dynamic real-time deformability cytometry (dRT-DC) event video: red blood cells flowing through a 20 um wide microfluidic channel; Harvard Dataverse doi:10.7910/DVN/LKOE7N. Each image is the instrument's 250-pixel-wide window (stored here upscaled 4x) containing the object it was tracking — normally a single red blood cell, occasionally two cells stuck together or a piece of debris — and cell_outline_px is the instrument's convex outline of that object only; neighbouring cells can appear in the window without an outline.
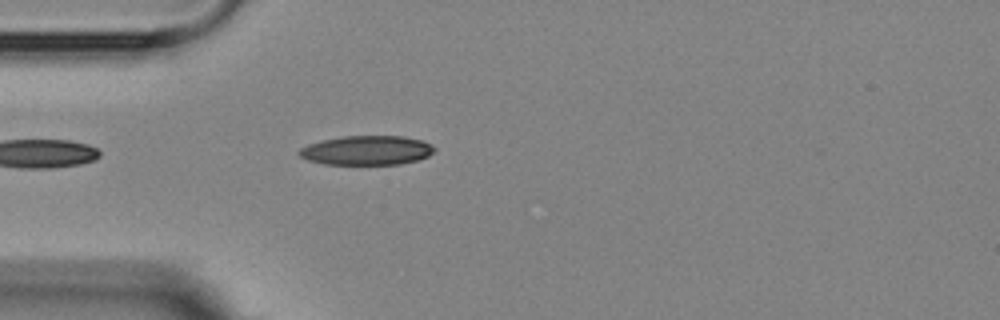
{"species": "Egyptian fruit bat (a non-hibernating species)", "species_latin": "Rousettus aegyptiacus", "temperature_condition": "room temperature", "stored_images_in_passage": 2, "camera_frame_rate_fps": 3000, "um_per_image_px": 0.085, "animal": {"sex": "female"}, "frame": {"image": 1, "passage_image": 2, "time_ms": 1.0, "image_size_px": [1000, 320], "cell_outline_px": [[436, 148], [428, 156], [416, 160], [400, 164], [324, 164], [308, 160], [300, 156], [296, 152], [300, 148], [308, 144], [324, 140], [344, 136], [404, 136], [420, 140]], "centroid_in_image_um": [31.14, 12.78], "position_along_channel_um": 53.9, "area_um2": 22.89}}